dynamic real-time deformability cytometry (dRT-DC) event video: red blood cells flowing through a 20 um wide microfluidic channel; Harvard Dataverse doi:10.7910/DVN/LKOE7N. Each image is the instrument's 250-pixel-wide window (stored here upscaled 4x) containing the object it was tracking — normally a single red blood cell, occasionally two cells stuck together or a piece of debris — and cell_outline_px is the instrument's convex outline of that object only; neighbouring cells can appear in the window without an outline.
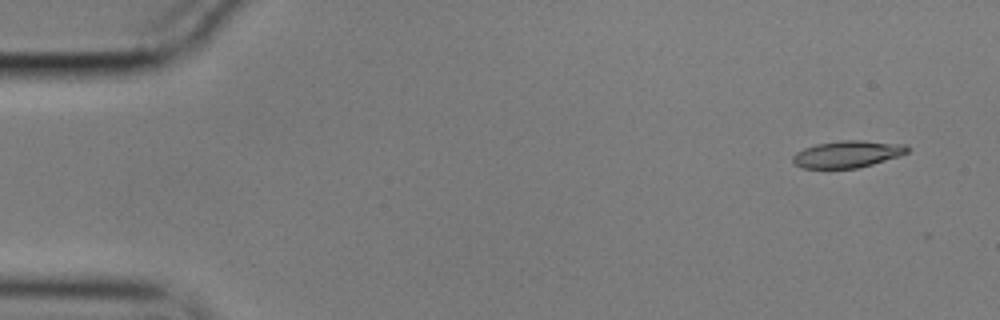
{"species": "common noctule bat (a hibernating species)", "species_latin": "Nyctalus noctula", "temperature_condition": "cold", "stored_images_in_passage": 4, "camera_frame_rate_fps": 3000, "um_per_image_px": 0.085, "animal": {"sex": "male", "body_mass_g": 17.9}, "frame": {"image": 1, "passage_image": 2, "time_ms": 0.333, "image_size_px": [1000, 320], "cell_outline_px": [[908, 152], [900, 156], [872, 164], [856, 168], [800, 168], [792, 160], [792, 156], [796, 152], [804, 148], [816, 144], [840, 140], [860, 140], [904, 144], [908, 148]], "centroid_in_image_um": [72.01, 13.1], "position_along_channel_um": 13.0, "area_um2": 17.92}}